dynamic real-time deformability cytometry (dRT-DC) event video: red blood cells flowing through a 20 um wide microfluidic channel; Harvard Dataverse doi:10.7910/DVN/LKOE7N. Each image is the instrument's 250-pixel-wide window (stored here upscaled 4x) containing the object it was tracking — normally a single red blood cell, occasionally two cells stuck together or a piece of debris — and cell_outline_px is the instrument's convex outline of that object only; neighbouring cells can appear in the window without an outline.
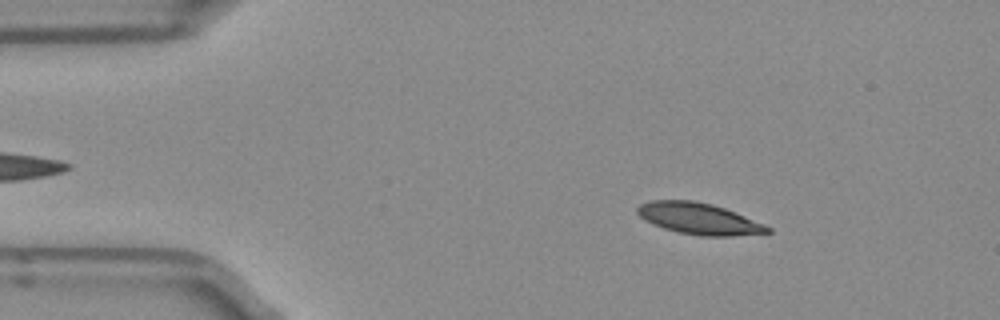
{"species": "Egyptian fruit bat (a non-hibernating species)", "species_latin": "Rousettus aegyptiacus", "temperature_condition": "room temperature", "stored_images_in_passage": 50, "camera_frame_rate_fps": 3000, "um_per_image_px": 0.085, "frame": {"image": 1, "passage_image": 7, "time_ms": 2.0, "image_size_px": [1000, 320], "cell_outline_px": [[772, 232], [732, 236], [700, 236], [680, 232], [664, 228], [640, 216], [636, 212], [636, 208], [640, 204], [652, 200], [692, 200], [712, 204], [724, 208], [764, 224], [772, 228]], "centroid_in_image_um": [59.43, 18.58], "position_along_channel_um": 25.6, "area_um2": 23.47}}
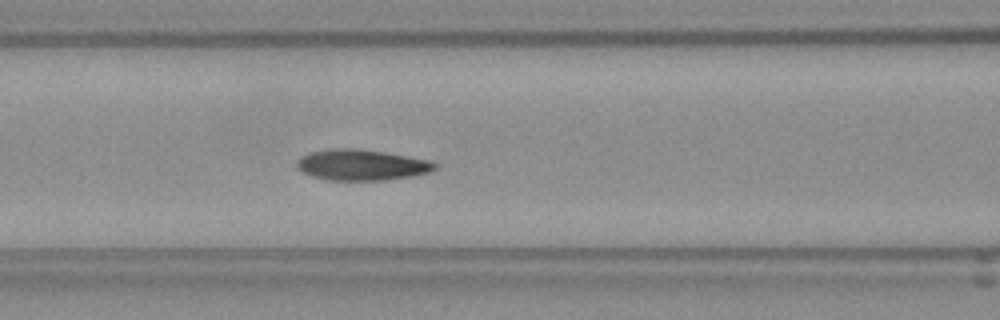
{"frame": {"image": 2, "passage_image": 20, "time_ms": 6.333, "image_size_px": [1000, 320], "cell_outline_px": [[440, 164], [436, 168], [428, 172], [412, 176], [384, 180], [328, 180], [312, 176], [300, 172], [296, 168], [296, 160], [312, 152], [332, 148], [356, 148], [384, 152], [428, 160]], "centroid_in_image_um": [30.71, 14.02], "position_along_channel_um": 135.9, "area_um2": 24.8}}
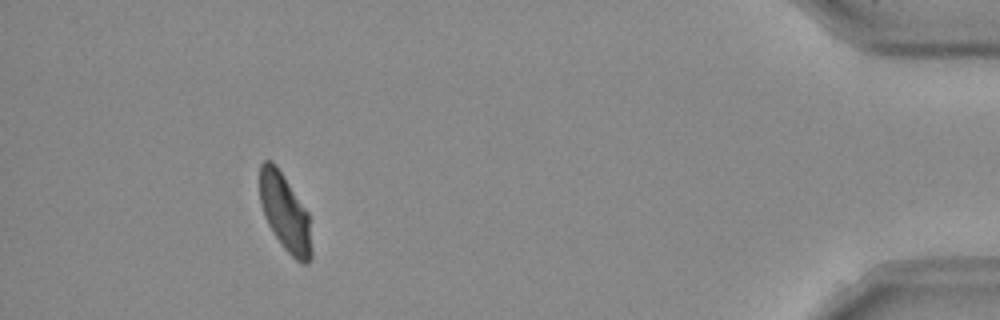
{"frame": {"image": 3, "passage_image": 46, "time_ms": 15.0, "image_size_px": [1000, 320], "cell_outline_px": [[312, 256], [308, 264], [300, 264], [284, 248], [268, 224], [264, 216], [260, 200], [260, 164], [264, 160], [272, 160], [308, 212], [312, 248]], "centroid_in_image_um": [24.23, 18.11], "position_along_channel_um": 411.0, "area_um2": 23.06}, "authors_computed_cell_mechanics": {"area_um2": 24.3049, "velocity_mm_per_s": 3.9298, "shape_relaxation_time_tau1_ms": null, "shape_relaxation_time_tau2_ms": 3.8273, "deformation_change_tau1": null, "deformation_change_tau2": 0.0822}}